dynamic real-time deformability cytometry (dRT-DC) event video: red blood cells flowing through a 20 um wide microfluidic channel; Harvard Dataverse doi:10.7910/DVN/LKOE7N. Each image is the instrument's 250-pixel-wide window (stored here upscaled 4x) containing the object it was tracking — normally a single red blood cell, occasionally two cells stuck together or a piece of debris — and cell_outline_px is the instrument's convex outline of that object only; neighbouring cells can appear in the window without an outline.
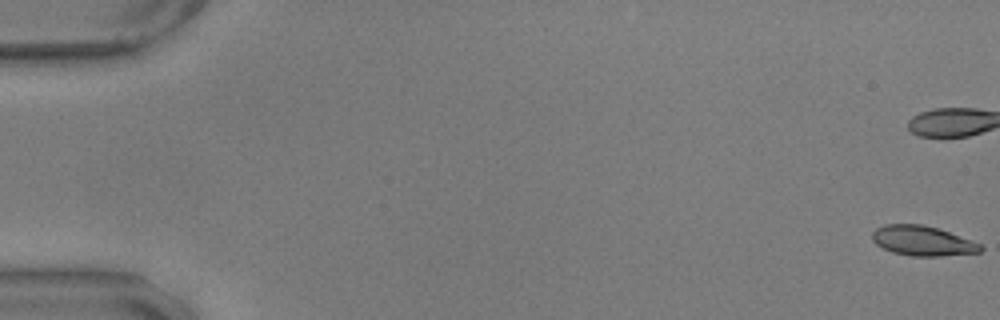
{"species": "common noctule bat (a hibernating species)", "species_latin": "Nyctalus noctula", "temperature_condition": "warm", "stored_images_in_passage": 59, "camera_frame_rate_fps": 3000, "um_per_image_px": 0.085, "animal": {"sex": "male", "body_mass_g": 17.9, "forearm_length_mm": 54.2}, "frame": {"image": 1, "passage_image": 1, "time_ms": 0.0, "image_size_px": [1000, 320], "cell_outline_px": [[984, 248], [980, 252], [940, 256], [912, 256], [892, 252], [876, 244], [872, 240], [872, 232], [876, 228], [884, 224], [924, 224], [940, 228], [972, 240], [980, 244]], "centroid_in_image_um": [78.42, 20.46], "position_along_channel_um": 6.6, "area_um2": 19.02}}
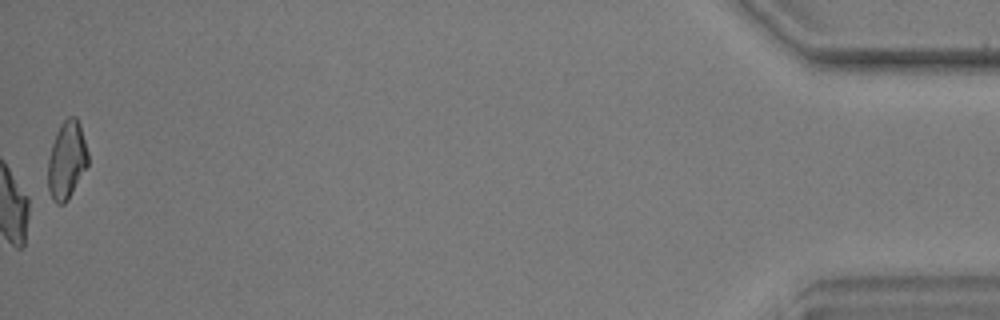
{"frame": {"image": 2, "passage_image": 59, "time_ms": 19.333, "image_size_px": [1000, 320], "cell_outline_px": [[88, 164], [68, 200], [64, 204], [56, 204], [52, 200], [48, 188], [48, 156], [56, 132], [60, 124], [68, 116], [76, 116], [80, 124], [88, 152]], "centroid_in_image_um": [5.66, 13.61], "position_along_channel_um": 429.5, "area_um2": 18.26}, "authors_computed_cell_mechanics": {"area_um2": 19.7098, "velocity_mm_per_s": 3.5393, "shape_relaxation_time_tau1_ms": 5.0931, "shape_relaxation_time_tau2_ms": 2.7116, "deformation_change_tau1": 0.1673, "deformation_change_tau2": 0.0867}}